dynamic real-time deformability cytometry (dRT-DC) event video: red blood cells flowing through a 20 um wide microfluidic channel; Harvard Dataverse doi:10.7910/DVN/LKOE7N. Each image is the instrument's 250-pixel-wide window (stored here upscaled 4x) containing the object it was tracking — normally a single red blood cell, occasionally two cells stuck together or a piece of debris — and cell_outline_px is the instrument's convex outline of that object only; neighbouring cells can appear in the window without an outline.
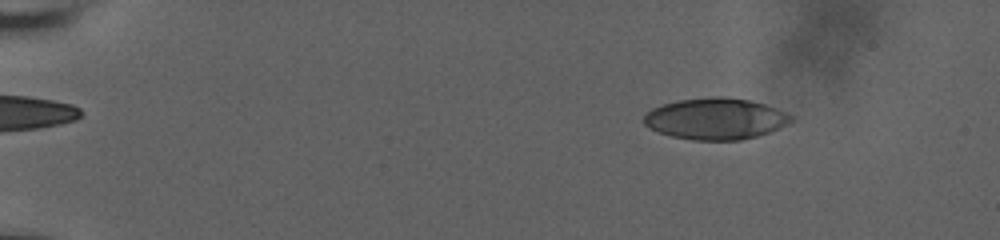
{"species": "human", "species_latin": "Homo sapiens", "temperature_condition": "room temperature", "stored_images_in_passage": 53, "camera_frame_rate_fps": 3000, "um_per_image_px": 0.085, "donor": {"sex": "male"}, "frame": {"image": 1, "passage_image": 4, "time_ms": 1.0, "image_size_px": [1000, 240], "cell_outline_px": [[792, 120], [768, 132], [756, 136], [740, 140], [692, 140], [672, 136], [648, 128], [644, 124], [644, 116], [652, 108], [664, 104], [680, 100], [716, 96], [724, 96], [748, 100], [764, 104], [784, 112], [792, 116]], "centroid_in_image_um": [60.78, 10.09], "position_along_channel_um": 24.2, "area_um2": 34.97}}
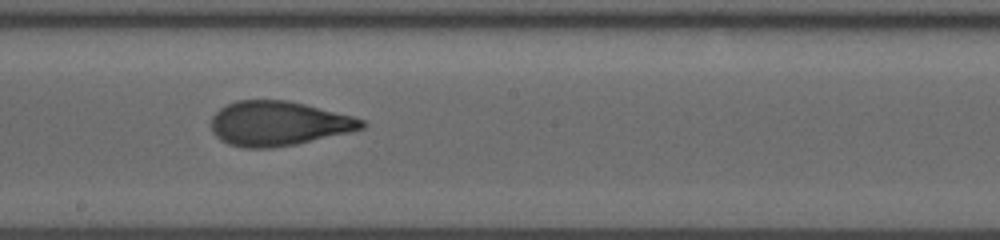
{"frame": {"image": 2, "passage_image": 30, "time_ms": 9.667, "image_size_px": [1000, 240], "cell_outline_px": [[368, 124], [364, 128], [348, 132], [296, 144], [272, 148], [244, 148], [228, 144], [220, 140], [212, 132], [212, 116], [220, 108], [236, 100], [288, 100], [352, 116], [364, 120]], "centroid_in_image_um": [23.64, 10.5], "position_along_channel_um": 224.6, "area_um2": 38.96}}
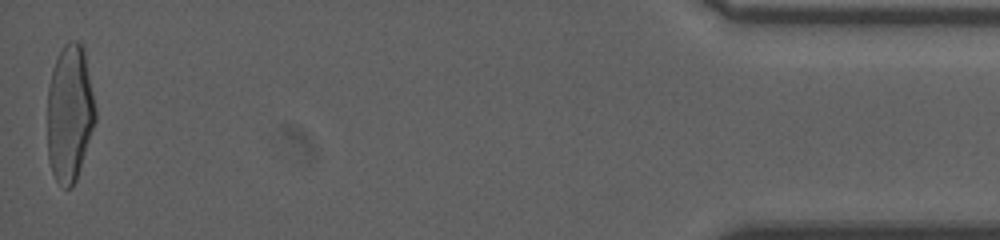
{"frame": {"image": 3, "passage_image": 53, "time_ms": 17.333, "image_size_px": [1000, 240], "cell_outline_px": [[96, 120], [76, 180], [72, 188], [64, 188], [56, 180], [52, 172], [48, 160], [48, 84], [52, 68], [64, 44], [68, 40], [76, 40], [84, 48], [96, 108]], "centroid_in_image_um": [5.92, 9.62], "position_along_channel_um": 429.3, "area_um2": 38.49}, "authors_computed_cell_mechanics": {"area_um2": 38.4948, "velocity_mm_per_s": 3.731, "shape_relaxation_time_tau1_ms": 5.28, "shape_relaxation_time_tau2_ms": 1.2588, "deformation_change_tau1": 0.2019, "deformation_change_tau2": 0.0839}}